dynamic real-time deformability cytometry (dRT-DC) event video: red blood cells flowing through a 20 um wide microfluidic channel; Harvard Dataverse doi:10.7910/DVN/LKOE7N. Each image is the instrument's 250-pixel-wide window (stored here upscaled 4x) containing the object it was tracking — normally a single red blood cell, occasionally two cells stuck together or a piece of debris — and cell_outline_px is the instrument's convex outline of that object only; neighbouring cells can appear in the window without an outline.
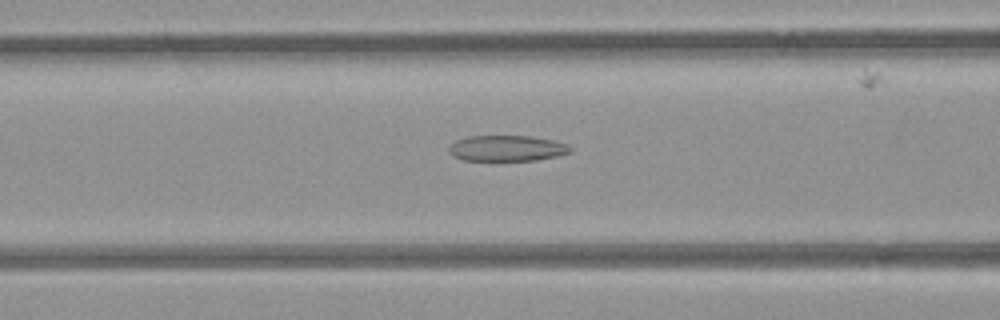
{"species": "common noctule bat (a hibernating species)", "species_latin": "Nyctalus noctula", "temperature_condition": "room temperature", "stored_images_in_passage": 46, "camera_frame_rate_fps": 3000, "um_per_image_px": 0.085, "animal": {"sex": "female", "body_mass_g": 21.9}, "frame": {"image": 1, "passage_image": 14, "time_ms": 4.333, "image_size_px": [1000, 320], "cell_outline_px": [[572, 152], [560, 156], [536, 160], [500, 164], [464, 160], [452, 156], [448, 152], [448, 148], [456, 140], [468, 136], [528, 136], [552, 140], [568, 144], [572, 148]], "centroid_in_image_um": [43.07, 12.67], "position_along_channel_um": 123.5, "area_um2": 19.36}}
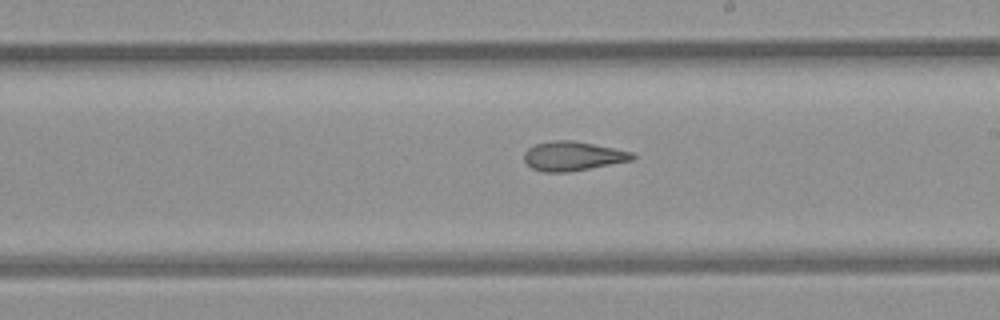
{"frame": {"image": 2, "passage_image": 23, "time_ms": 7.333, "image_size_px": [1000, 320], "cell_outline_px": [[636, 156], [632, 160], [568, 172], [544, 172], [532, 168], [524, 160], [524, 152], [528, 148], [536, 144], [556, 140], [572, 140], [632, 152]], "centroid_in_image_um": [48.66, 13.27], "position_along_channel_um": 240.3, "area_um2": 18.15}}
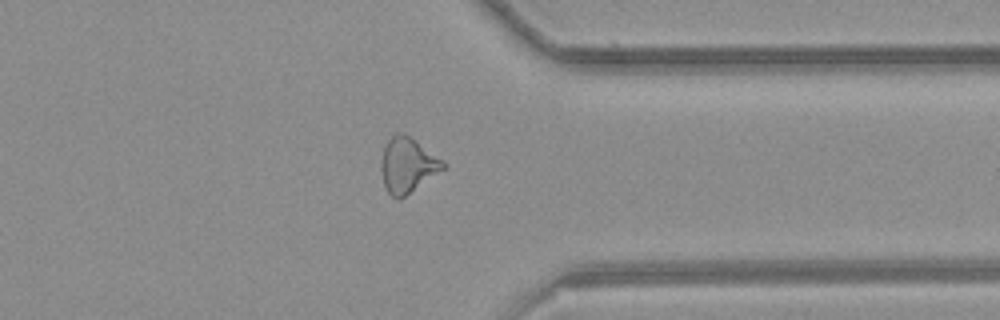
{"frame": {"image": 3, "passage_image": 34, "time_ms": 11.0, "image_size_px": [1000, 320], "cell_outline_px": [[448, 164], [444, 168], [400, 200], [392, 196], [388, 192], [384, 184], [380, 168], [380, 160], [384, 148], [388, 140], [396, 132], [400, 132], [412, 136], [444, 160]], "centroid_in_image_um": [34.65, 14.0], "position_along_channel_um": 376.8, "area_um2": 20.06}, "authors_computed_cell_mechanics": {"area_um2": 19.5075, "velocity_mm_per_s": 3.8876, "shape_relaxation_time_tau1_ms": null, "shape_relaxation_time_tau2_ms": 2.7739, "deformation_change_tau1": null, "deformation_change_tau2": 0.1206}}